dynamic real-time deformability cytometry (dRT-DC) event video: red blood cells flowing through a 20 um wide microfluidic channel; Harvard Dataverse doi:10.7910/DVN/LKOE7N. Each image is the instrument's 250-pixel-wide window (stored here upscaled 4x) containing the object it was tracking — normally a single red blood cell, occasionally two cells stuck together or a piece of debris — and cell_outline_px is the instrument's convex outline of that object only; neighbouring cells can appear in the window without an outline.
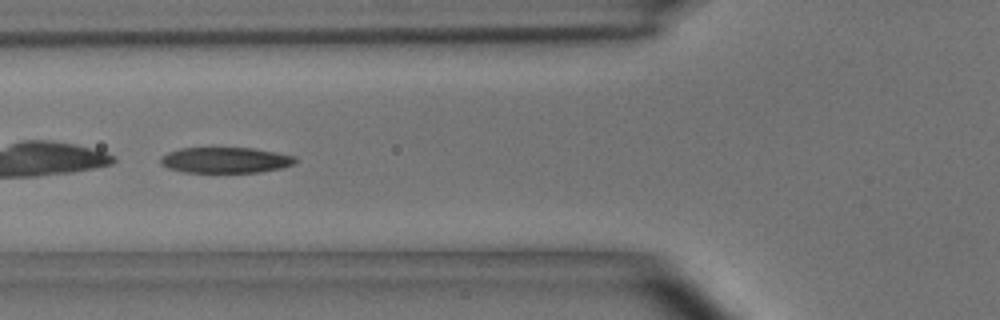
{"species": "common noctule bat (a hibernating species)", "species_latin": "Nyctalus noctula", "temperature_condition": "room temperature", "stored_images_in_passage": 51, "camera_frame_rate_fps": 3000, "um_per_image_px": 0.085, "animal": {"sex": "male", "body_mass_g": 15.6}, "frame": {"image": 1, "passage_image": 19, "time_ms": 6.0, "image_size_px": [1000, 320], "cell_outline_px": [[296, 160], [292, 164], [280, 168], [260, 172], [184, 172], [168, 168], [160, 164], [160, 156], [168, 152], [180, 148], [252, 148], [296, 156]], "centroid_in_image_um": [19.11, 13.61], "position_along_channel_um": 106.7, "area_um2": 20.11}, "authors_computed_cell_mechanics": {"area_um2": 21.675, "velocity_mm_per_s": 3.6653, "shape_relaxation_time_tau1_ms": 4.6813, "shape_relaxation_time_tau2_ms": 1.9502, "deformation_change_tau1": 0.1561, "deformation_change_tau2": 0.0918}}